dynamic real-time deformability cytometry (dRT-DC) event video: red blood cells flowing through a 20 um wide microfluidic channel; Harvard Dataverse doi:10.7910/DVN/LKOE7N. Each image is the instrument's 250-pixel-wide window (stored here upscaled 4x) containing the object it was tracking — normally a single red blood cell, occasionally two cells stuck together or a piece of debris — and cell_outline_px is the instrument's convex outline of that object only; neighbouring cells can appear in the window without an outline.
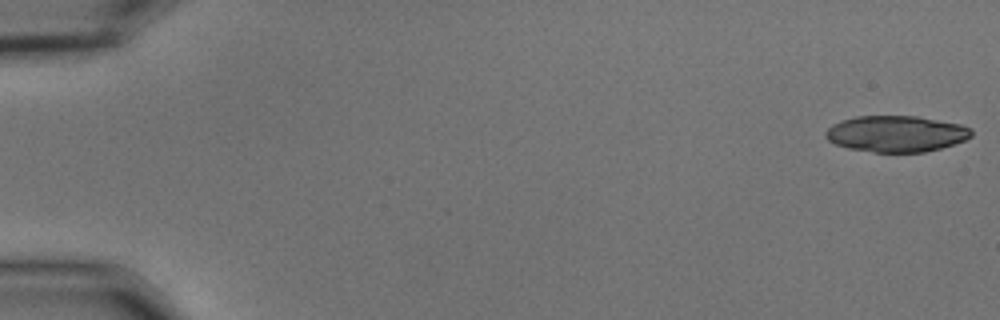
{"species": "common noctule bat (a hibernating species)", "species_latin": "Nyctalus noctula", "temperature_condition": "cold", "stored_images_in_passage": 21, "camera_frame_rate_fps": 3000, "um_per_image_px": 0.085, "animal": {"sex": "male", "body_mass_g": 15.6}, "frame": {"image": 1, "passage_image": 1, "time_ms": 0.0, "image_size_px": [1000, 320], "cell_outline_px": [[972, 136], [964, 140], [940, 148], [924, 152], [872, 152], [848, 148], [836, 144], [828, 140], [824, 136], [824, 132], [832, 124], [856, 116], [916, 116], [960, 124], [972, 128]], "centroid_in_image_um": [76.16, 11.37], "position_along_channel_um": 8.8, "area_um2": 30.69}}